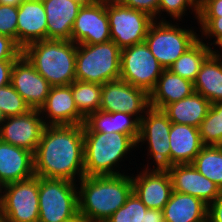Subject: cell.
I'll return each instance as SVG.
<instances>
[{
    "instance_id": "21",
    "label": "cell",
    "mask_w": 222,
    "mask_h": 222,
    "mask_svg": "<svg viewBox=\"0 0 222 222\" xmlns=\"http://www.w3.org/2000/svg\"><path fill=\"white\" fill-rule=\"evenodd\" d=\"M47 39L71 40V31L82 4L75 0H44Z\"/></svg>"
},
{
    "instance_id": "48",
    "label": "cell",
    "mask_w": 222,
    "mask_h": 222,
    "mask_svg": "<svg viewBox=\"0 0 222 222\" xmlns=\"http://www.w3.org/2000/svg\"><path fill=\"white\" fill-rule=\"evenodd\" d=\"M4 119L5 118H4V116H3V114H2V112L0 110V126H1V123L3 122Z\"/></svg>"
},
{
    "instance_id": "26",
    "label": "cell",
    "mask_w": 222,
    "mask_h": 222,
    "mask_svg": "<svg viewBox=\"0 0 222 222\" xmlns=\"http://www.w3.org/2000/svg\"><path fill=\"white\" fill-rule=\"evenodd\" d=\"M211 103L201 94L194 92L182 100L166 105L162 111L172 123L199 127L207 116Z\"/></svg>"
},
{
    "instance_id": "20",
    "label": "cell",
    "mask_w": 222,
    "mask_h": 222,
    "mask_svg": "<svg viewBox=\"0 0 222 222\" xmlns=\"http://www.w3.org/2000/svg\"><path fill=\"white\" fill-rule=\"evenodd\" d=\"M34 175V154L0 140V183L6 185Z\"/></svg>"
},
{
    "instance_id": "40",
    "label": "cell",
    "mask_w": 222,
    "mask_h": 222,
    "mask_svg": "<svg viewBox=\"0 0 222 222\" xmlns=\"http://www.w3.org/2000/svg\"><path fill=\"white\" fill-rule=\"evenodd\" d=\"M15 61H0V88L11 83V72Z\"/></svg>"
},
{
    "instance_id": "30",
    "label": "cell",
    "mask_w": 222,
    "mask_h": 222,
    "mask_svg": "<svg viewBox=\"0 0 222 222\" xmlns=\"http://www.w3.org/2000/svg\"><path fill=\"white\" fill-rule=\"evenodd\" d=\"M72 96L78 111L86 118L100 109L102 85L75 80L71 84Z\"/></svg>"
},
{
    "instance_id": "18",
    "label": "cell",
    "mask_w": 222,
    "mask_h": 222,
    "mask_svg": "<svg viewBox=\"0 0 222 222\" xmlns=\"http://www.w3.org/2000/svg\"><path fill=\"white\" fill-rule=\"evenodd\" d=\"M131 175L133 192L146 207L163 210L173 192L169 172H148L141 169L137 176Z\"/></svg>"
},
{
    "instance_id": "42",
    "label": "cell",
    "mask_w": 222,
    "mask_h": 222,
    "mask_svg": "<svg viewBox=\"0 0 222 222\" xmlns=\"http://www.w3.org/2000/svg\"><path fill=\"white\" fill-rule=\"evenodd\" d=\"M144 222H165L163 210L147 209L144 214Z\"/></svg>"
},
{
    "instance_id": "31",
    "label": "cell",
    "mask_w": 222,
    "mask_h": 222,
    "mask_svg": "<svg viewBox=\"0 0 222 222\" xmlns=\"http://www.w3.org/2000/svg\"><path fill=\"white\" fill-rule=\"evenodd\" d=\"M204 146L222 144V101L211 104L207 116L198 127Z\"/></svg>"
},
{
    "instance_id": "24",
    "label": "cell",
    "mask_w": 222,
    "mask_h": 222,
    "mask_svg": "<svg viewBox=\"0 0 222 222\" xmlns=\"http://www.w3.org/2000/svg\"><path fill=\"white\" fill-rule=\"evenodd\" d=\"M140 121L133 115L123 112L108 113L98 110L89 114L84 121V132H118L139 137Z\"/></svg>"
},
{
    "instance_id": "13",
    "label": "cell",
    "mask_w": 222,
    "mask_h": 222,
    "mask_svg": "<svg viewBox=\"0 0 222 222\" xmlns=\"http://www.w3.org/2000/svg\"><path fill=\"white\" fill-rule=\"evenodd\" d=\"M71 40L76 44H98L111 40L106 0L83 4L74 21Z\"/></svg>"
},
{
    "instance_id": "23",
    "label": "cell",
    "mask_w": 222,
    "mask_h": 222,
    "mask_svg": "<svg viewBox=\"0 0 222 222\" xmlns=\"http://www.w3.org/2000/svg\"><path fill=\"white\" fill-rule=\"evenodd\" d=\"M194 92L192 81L164 69L155 88L149 93L150 107L162 110L166 105L182 100Z\"/></svg>"
},
{
    "instance_id": "25",
    "label": "cell",
    "mask_w": 222,
    "mask_h": 222,
    "mask_svg": "<svg viewBox=\"0 0 222 222\" xmlns=\"http://www.w3.org/2000/svg\"><path fill=\"white\" fill-rule=\"evenodd\" d=\"M163 214L165 222H207L208 205L195 196L173 191Z\"/></svg>"
},
{
    "instance_id": "8",
    "label": "cell",
    "mask_w": 222,
    "mask_h": 222,
    "mask_svg": "<svg viewBox=\"0 0 222 222\" xmlns=\"http://www.w3.org/2000/svg\"><path fill=\"white\" fill-rule=\"evenodd\" d=\"M171 123L162 110L152 107H150L140 119L137 148H139L140 142V148L143 143L146 144L145 142H147V154L151 156L148 159H154L152 168L147 164L146 167H143L144 171L169 172L173 167L170 161L169 145Z\"/></svg>"
},
{
    "instance_id": "5",
    "label": "cell",
    "mask_w": 222,
    "mask_h": 222,
    "mask_svg": "<svg viewBox=\"0 0 222 222\" xmlns=\"http://www.w3.org/2000/svg\"><path fill=\"white\" fill-rule=\"evenodd\" d=\"M121 49L110 40L98 44H77L76 80L105 84L120 79Z\"/></svg>"
},
{
    "instance_id": "15",
    "label": "cell",
    "mask_w": 222,
    "mask_h": 222,
    "mask_svg": "<svg viewBox=\"0 0 222 222\" xmlns=\"http://www.w3.org/2000/svg\"><path fill=\"white\" fill-rule=\"evenodd\" d=\"M11 85L23 97L30 109H40L45 104L52 87L23 54L14 62Z\"/></svg>"
},
{
    "instance_id": "10",
    "label": "cell",
    "mask_w": 222,
    "mask_h": 222,
    "mask_svg": "<svg viewBox=\"0 0 222 222\" xmlns=\"http://www.w3.org/2000/svg\"><path fill=\"white\" fill-rule=\"evenodd\" d=\"M110 36L122 50L143 43L154 18L141 10L120 4L117 0H106Z\"/></svg>"
},
{
    "instance_id": "19",
    "label": "cell",
    "mask_w": 222,
    "mask_h": 222,
    "mask_svg": "<svg viewBox=\"0 0 222 222\" xmlns=\"http://www.w3.org/2000/svg\"><path fill=\"white\" fill-rule=\"evenodd\" d=\"M47 39V19L42 1L24 0L18 6L17 44L27 45Z\"/></svg>"
},
{
    "instance_id": "36",
    "label": "cell",
    "mask_w": 222,
    "mask_h": 222,
    "mask_svg": "<svg viewBox=\"0 0 222 222\" xmlns=\"http://www.w3.org/2000/svg\"><path fill=\"white\" fill-rule=\"evenodd\" d=\"M18 7L0 4V34L17 42Z\"/></svg>"
},
{
    "instance_id": "35",
    "label": "cell",
    "mask_w": 222,
    "mask_h": 222,
    "mask_svg": "<svg viewBox=\"0 0 222 222\" xmlns=\"http://www.w3.org/2000/svg\"><path fill=\"white\" fill-rule=\"evenodd\" d=\"M197 23L201 28V37H199V39L201 41H204L205 39H210L212 41L211 38H213V42L207 43L206 41V44L208 46L210 45L211 48L216 47V45L222 40V17H197Z\"/></svg>"
},
{
    "instance_id": "33",
    "label": "cell",
    "mask_w": 222,
    "mask_h": 222,
    "mask_svg": "<svg viewBox=\"0 0 222 222\" xmlns=\"http://www.w3.org/2000/svg\"><path fill=\"white\" fill-rule=\"evenodd\" d=\"M146 205L132 192L127 201L105 222H144Z\"/></svg>"
},
{
    "instance_id": "6",
    "label": "cell",
    "mask_w": 222,
    "mask_h": 222,
    "mask_svg": "<svg viewBox=\"0 0 222 222\" xmlns=\"http://www.w3.org/2000/svg\"><path fill=\"white\" fill-rule=\"evenodd\" d=\"M77 186L73 181L39 177L38 222H82Z\"/></svg>"
},
{
    "instance_id": "46",
    "label": "cell",
    "mask_w": 222,
    "mask_h": 222,
    "mask_svg": "<svg viewBox=\"0 0 222 222\" xmlns=\"http://www.w3.org/2000/svg\"><path fill=\"white\" fill-rule=\"evenodd\" d=\"M2 188H3V185L0 183V206H1V201H2Z\"/></svg>"
},
{
    "instance_id": "32",
    "label": "cell",
    "mask_w": 222,
    "mask_h": 222,
    "mask_svg": "<svg viewBox=\"0 0 222 222\" xmlns=\"http://www.w3.org/2000/svg\"><path fill=\"white\" fill-rule=\"evenodd\" d=\"M0 110L7 118L23 115L31 109L10 83L0 88Z\"/></svg>"
},
{
    "instance_id": "1",
    "label": "cell",
    "mask_w": 222,
    "mask_h": 222,
    "mask_svg": "<svg viewBox=\"0 0 222 222\" xmlns=\"http://www.w3.org/2000/svg\"><path fill=\"white\" fill-rule=\"evenodd\" d=\"M34 173L79 182L85 176L83 124L45 126L34 153Z\"/></svg>"
},
{
    "instance_id": "43",
    "label": "cell",
    "mask_w": 222,
    "mask_h": 222,
    "mask_svg": "<svg viewBox=\"0 0 222 222\" xmlns=\"http://www.w3.org/2000/svg\"><path fill=\"white\" fill-rule=\"evenodd\" d=\"M24 0H0V4L18 7Z\"/></svg>"
},
{
    "instance_id": "29",
    "label": "cell",
    "mask_w": 222,
    "mask_h": 222,
    "mask_svg": "<svg viewBox=\"0 0 222 222\" xmlns=\"http://www.w3.org/2000/svg\"><path fill=\"white\" fill-rule=\"evenodd\" d=\"M191 164L222 190V148L220 146H204Z\"/></svg>"
},
{
    "instance_id": "37",
    "label": "cell",
    "mask_w": 222,
    "mask_h": 222,
    "mask_svg": "<svg viewBox=\"0 0 222 222\" xmlns=\"http://www.w3.org/2000/svg\"><path fill=\"white\" fill-rule=\"evenodd\" d=\"M22 53L23 49L14 39L0 34V61L17 60Z\"/></svg>"
},
{
    "instance_id": "39",
    "label": "cell",
    "mask_w": 222,
    "mask_h": 222,
    "mask_svg": "<svg viewBox=\"0 0 222 222\" xmlns=\"http://www.w3.org/2000/svg\"><path fill=\"white\" fill-rule=\"evenodd\" d=\"M198 17H222V0H203L198 6Z\"/></svg>"
},
{
    "instance_id": "3",
    "label": "cell",
    "mask_w": 222,
    "mask_h": 222,
    "mask_svg": "<svg viewBox=\"0 0 222 222\" xmlns=\"http://www.w3.org/2000/svg\"><path fill=\"white\" fill-rule=\"evenodd\" d=\"M76 53L72 40L45 39L27 45L22 54L51 86H67L76 80Z\"/></svg>"
},
{
    "instance_id": "4",
    "label": "cell",
    "mask_w": 222,
    "mask_h": 222,
    "mask_svg": "<svg viewBox=\"0 0 222 222\" xmlns=\"http://www.w3.org/2000/svg\"><path fill=\"white\" fill-rule=\"evenodd\" d=\"M136 148L137 140L131 135L118 132H84L85 176L126 174L120 172L119 168L123 165L119 163L128 158L127 155Z\"/></svg>"
},
{
    "instance_id": "45",
    "label": "cell",
    "mask_w": 222,
    "mask_h": 222,
    "mask_svg": "<svg viewBox=\"0 0 222 222\" xmlns=\"http://www.w3.org/2000/svg\"><path fill=\"white\" fill-rule=\"evenodd\" d=\"M75 1H78L83 5V4H90L96 0H75Z\"/></svg>"
},
{
    "instance_id": "44",
    "label": "cell",
    "mask_w": 222,
    "mask_h": 222,
    "mask_svg": "<svg viewBox=\"0 0 222 222\" xmlns=\"http://www.w3.org/2000/svg\"><path fill=\"white\" fill-rule=\"evenodd\" d=\"M217 46V48L219 47V49L222 51V40L216 45ZM217 48H215V49H213V52L216 54V55H218L219 57H221L222 58V52L219 50V49H217ZM217 49V50H216ZM219 50V51H218ZM221 52V53H220Z\"/></svg>"
},
{
    "instance_id": "27",
    "label": "cell",
    "mask_w": 222,
    "mask_h": 222,
    "mask_svg": "<svg viewBox=\"0 0 222 222\" xmlns=\"http://www.w3.org/2000/svg\"><path fill=\"white\" fill-rule=\"evenodd\" d=\"M194 83V90L210 101H222V58L212 52L202 63Z\"/></svg>"
},
{
    "instance_id": "38",
    "label": "cell",
    "mask_w": 222,
    "mask_h": 222,
    "mask_svg": "<svg viewBox=\"0 0 222 222\" xmlns=\"http://www.w3.org/2000/svg\"><path fill=\"white\" fill-rule=\"evenodd\" d=\"M120 4L148 13L158 21V8L160 0H117Z\"/></svg>"
},
{
    "instance_id": "41",
    "label": "cell",
    "mask_w": 222,
    "mask_h": 222,
    "mask_svg": "<svg viewBox=\"0 0 222 222\" xmlns=\"http://www.w3.org/2000/svg\"><path fill=\"white\" fill-rule=\"evenodd\" d=\"M208 222H222V195L208 206Z\"/></svg>"
},
{
    "instance_id": "12",
    "label": "cell",
    "mask_w": 222,
    "mask_h": 222,
    "mask_svg": "<svg viewBox=\"0 0 222 222\" xmlns=\"http://www.w3.org/2000/svg\"><path fill=\"white\" fill-rule=\"evenodd\" d=\"M150 108L149 93L122 79L102 85L100 109L103 112H123L135 116L139 121Z\"/></svg>"
},
{
    "instance_id": "47",
    "label": "cell",
    "mask_w": 222,
    "mask_h": 222,
    "mask_svg": "<svg viewBox=\"0 0 222 222\" xmlns=\"http://www.w3.org/2000/svg\"><path fill=\"white\" fill-rule=\"evenodd\" d=\"M197 6H199L203 0H192Z\"/></svg>"
},
{
    "instance_id": "28",
    "label": "cell",
    "mask_w": 222,
    "mask_h": 222,
    "mask_svg": "<svg viewBox=\"0 0 222 222\" xmlns=\"http://www.w3.org/2000/svg\"><path fill=\"white\" fill-rule=\"evenodd\" d=\"M213 52V48L200 39L183 53L169 68L173 74L192 82L196 80L202 63Z\"/></svg>"
},
{
    "instance_id": "7",
    "label": "cell",
    "mask_w": 222,
    "mask_h": 222,
    "mask_svg": "<svg viewBox=\"0 0 222 222\" xmlns=\"http://www.w3.org/2000/svg\"><path fill=\"white\" fill-rule=\"evenodd\" d=\"M163 15L160 21L154 20L147 32L144 42L159 64L168 69L183 53L191 48L200 35L192 27H179L178 21L173 24Z\"/></svg>"
},
{
    "instance_id": "9",
    "label": "cell",
    "mask_w": 222,
    "mask_h": 222,
    "mask_svg": "<svg viewBox=\"0 0 222 222\" xmlns=\"http://www.w3.org/2000/svg\"><path fill=\"white\" fill-rule=\"evenodd\" d=\"M39 177L8 183L2 188L1 222H38Z\"/></svg>"
},
{
    "instance_id": "16",
    "label": "cell",
    "mask_w": 222,
    "mask_h": 222,
    "mask_svg": "<svg viewBox=\"0 0 222 222\" xmlns=\"http://www.w3.org/2000/svg\"><path fill=\"white\" fill-rule=\"evenodd\" d=\"M39 110L46 126L81 125L85 121L75 104L70 85L52 86Z\"/></svg>"
},
{
    "instance_id": "2",
    "label": "cell",
    "mask_w": 222,
    "mask_h": 222,
    "mask_svg": "<svg viewBox=\"0 0 222 222\" xmlns=\"http://www.w3.org/2000/svg\"><path fill=\"white\" fill-rule=\"evenodd\" d=\"M77 185L82 222H105L133 192V181L128 174L84 176Z\"/></svg>"
},
{
    "instance_id": "22",
    "label": "cell",
    "mask_w": 222,
    "mask_h": 222,
    "mask_svg": "<svg viewBox=\"0 0 222 222\" xmlns=\"http://www.w3.org/2000/svg\"><path fill=\"white\" fill-rule=\"evenodd\" d=\"M172 164H191L204 147L197 127L171 123L169 134Z\"/></svg>"
},
{
    "instance_id": "17",
    "label": "cell",
    "mask_w": 222,
    "mask_h": 222,
    "mask_svg": "<svg viewBox=\"0 0 222 222\" xmlns=\"http://www.w3.org/2000/svg\"><path fill=\"white\" fill-rule=\"evenodd\" d=\"M169 174L173 191L195 196L208 206L222 195V190L192 164H174Z\"/></svg>"
},
{
    "instance_id": "11",
    "label": "cell",
    "mask_w": 222,
    "mask_h": 222,
    "mask_svg": "<svg viewBox=\"0 0 222 222\" xmlns=\"http://www.w3.org/2000/svg\"><path fill=\"white\" fill-rule=\"evenodd\" d=\"M164 68L145 42L121 50L120 79L150 93Z\"/></svg>"
},
{
    "instance_id": "34",
    "label": "cell",
    "mask_w": 222,
    "mask_h": 222,
    "mask_svg": "<svg viewBox=\"0 0 222 222\" xmlns=\"http://www.w3.org/2000/svg\"><path fill=\"white\" fill-rule=\"evenodd\" d=\"M192 10L195 14V19L198 17V6L192 0H160L158 8V21H160L161 14L166 12L172 20L182 21V17L187 15V10ZM181 19V20H180Z\"/></svg>"
},
{
    "instance_id": "14",
    "label": "cell",
    "mask_w": 222,
    "mask_h": 222,
    "mask_svg": "<svg viewBox=\"0 0 222 222\" xmlns=\"http://www.w3.org/2000/svg\"><path fill=\"white\" fill-rule=\"evenodd\" d=\"M45 126L40 110L31 109L23 115L5 118L0 126V140L34 154Z\"/></svg>"
}]
</instances>
